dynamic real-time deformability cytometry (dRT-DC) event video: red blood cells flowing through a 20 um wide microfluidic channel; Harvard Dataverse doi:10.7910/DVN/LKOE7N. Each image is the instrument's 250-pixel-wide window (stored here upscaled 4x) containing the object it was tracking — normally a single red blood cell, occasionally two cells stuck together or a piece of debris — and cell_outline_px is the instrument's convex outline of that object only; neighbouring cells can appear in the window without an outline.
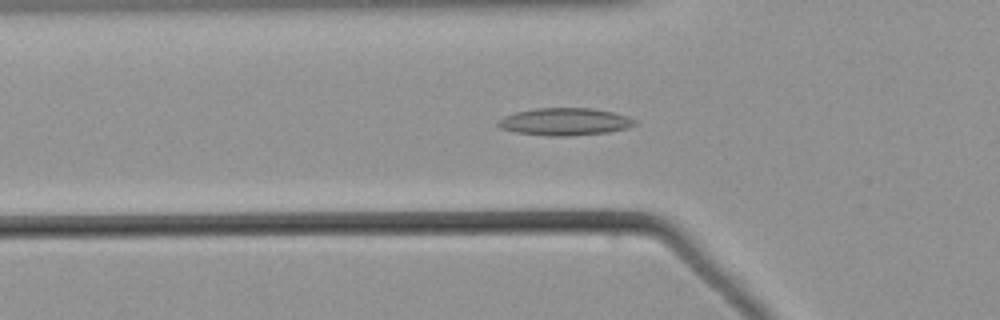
{"species": "common noctule bat (a hibernating species)", "species_latin": "Nyctalus noctula", "temperature_condition": "warm", "stored_images_in_passage": 54, "camera_frame_rate_fps": 3000, "um_per_image_px": 0.085, "animal": {"sex": "male", "body_mass_g": 21.5, "forearm_length_mm": 52.0}, "frame": {"image": 1, "passage_image": 19, "time_ms": 6.0, "image_size_px": [1000, 320], "cell_outline_px": [[636, 124], [628, 128], [608, 132], [572, 136], [548, 136], [516, 132], [500, 128], [496, 124], [496, 120], [504, 116], [516, 112], [536, 108], [592, 108], [612, 112], [628, 116], [636, 120]], "centroid_in_image_um": [48.0, 10.35], "position_along_channel_um": 77.8, "area_um2": 21.96}}
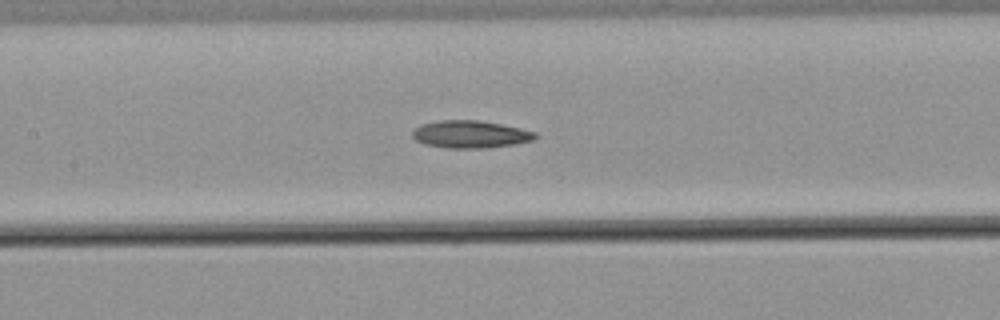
{"frame": {"image": 2, "passage_image": 26, "time_ms": 8.333, "image_size_px": [1000, 320], "cell_outline_px": [[536, 136], [532, 140], [512, 144], [484, 148], [444, 148], [424, 144], [416, 140], [412, 136], [412, 132], [420, 124], [440, 120], [476, 120], [500, 124], [520, 128], [536, 132]], "centroid_in_image_um": [39.93, 11.41], "position_along_channel_um": 167.5, "area_um2": 19.48}}
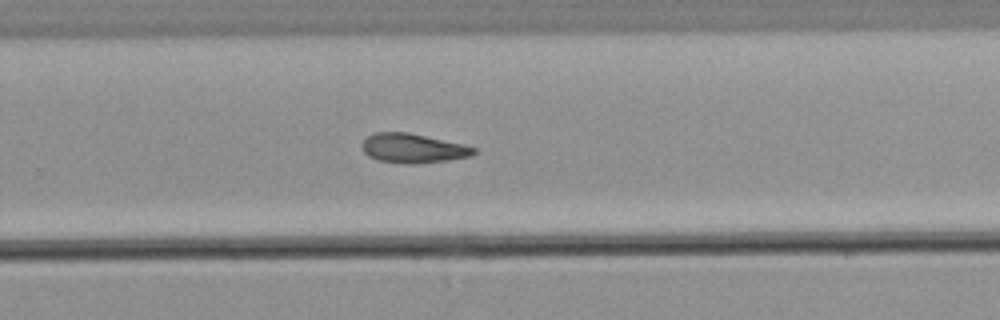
{"frame": {"image": 3, "passage_image": 36, "time_ms": 11.667, "image_size_px": [1000, 320], "cell_outline_px": [[476, 152], [468, 156], [448, 160], [412, 164], [400, 164], [380, 160], [368, 156], [364, 152], [360, 144], [372, 132], [408, 132], [464, 144], [476, 148]], "centroid_in_image_um": [35.06, 12.6], "position_along_channel_um": 294.7, "area_um2": 19.13}}